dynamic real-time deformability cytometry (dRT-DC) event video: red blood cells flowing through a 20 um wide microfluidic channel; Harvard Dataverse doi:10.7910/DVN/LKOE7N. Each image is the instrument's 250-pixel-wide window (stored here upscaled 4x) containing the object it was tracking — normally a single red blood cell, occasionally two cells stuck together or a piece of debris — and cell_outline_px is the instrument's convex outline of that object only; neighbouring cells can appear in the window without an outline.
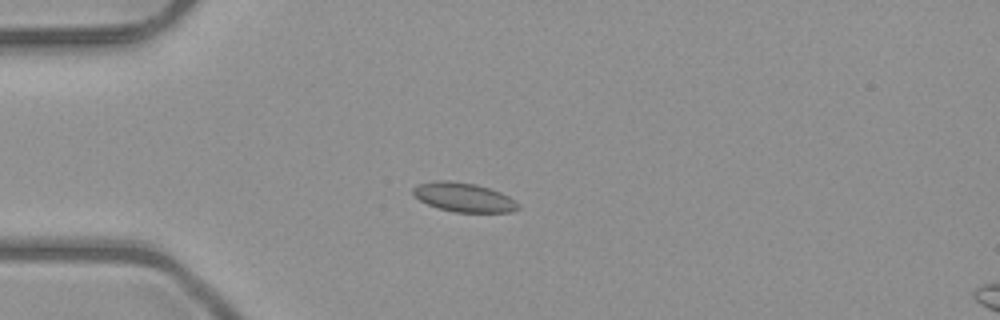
{"species": "common noctule bat (a hibernating species)", "species_latin": "Nyctalus noctula", "temperature_condition": "room temperature", "stored_images_in_passage": 52, "camera_frame_rate_fps": 3000, "um_per_image_px": 0.085, "animal": {"sex": "male", "body_mass_g": 23.1, "forearm_length_mm": 52.7}, "frame": {"image": 1, "passage_image": 14, "time_ms": 4.333, "image_size_px": [1000, 320], "cell_outline_px": [[520, 208], [512, 212], [456, 212], [440, 208], [428, 204], [420, 200], [412, 192], [412, 188], [416, 184], [432, 180], [448, 180], [476, 184], [500, 192], [508, 196], [520, 204]], "centroid_in_image_um": [39.41, 16.75], "position_along_channel_um": 45.6, "area_um2": 17.86}}
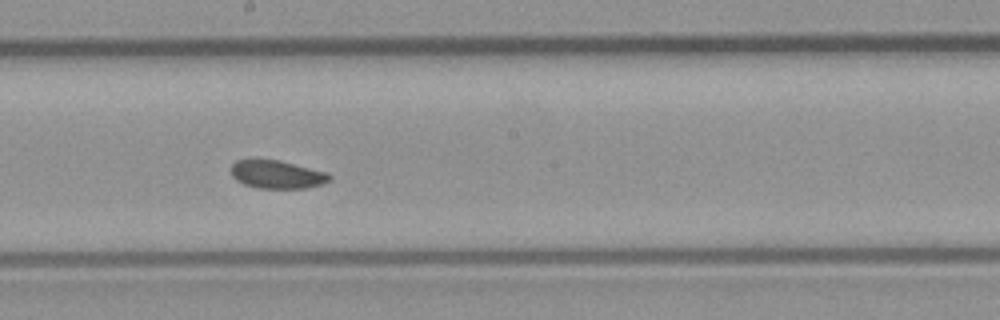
{"frame": {"image": 2, "passage_image": 29, "time_ms": 9.333, "image_size_px": [1000, 320], "cell_outline_px": [[332, 180], [320, 184], [304, 188], [256, 188], [244, 184], [236, 180], [232, 176], [232, 164], [236, 160], [252, 156], [280, 160], [328, 172], [332, 176]], "centroid_in_image_um": [23.5, 14.78], "position_along_channel_um": 224.7, "area_um2": 16.76}}
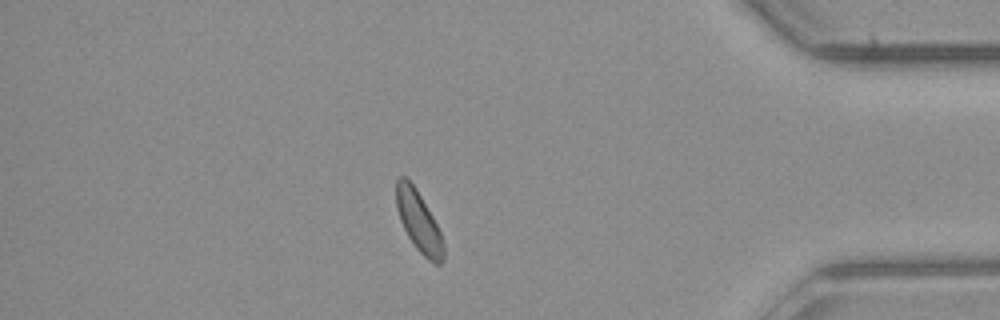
{"frame": {"image": 3, "passage_image": 45, "time_ms": 14.667, "image_size_px": [1000, 320], "cell_outline_px": [[444, 260], [440, 264], [436, 264], [428, 260], [416, 248], [408, 236], [400, 220], [396, 208], [396, 180], [400, 176], [404, 176], [416, 188], [432, 216], [440, 232], [444, 244]], "centroid_in_image_um": [35.59, 18.84], "position_along_channel_um": 399.6, "area_um2": 16.53}}